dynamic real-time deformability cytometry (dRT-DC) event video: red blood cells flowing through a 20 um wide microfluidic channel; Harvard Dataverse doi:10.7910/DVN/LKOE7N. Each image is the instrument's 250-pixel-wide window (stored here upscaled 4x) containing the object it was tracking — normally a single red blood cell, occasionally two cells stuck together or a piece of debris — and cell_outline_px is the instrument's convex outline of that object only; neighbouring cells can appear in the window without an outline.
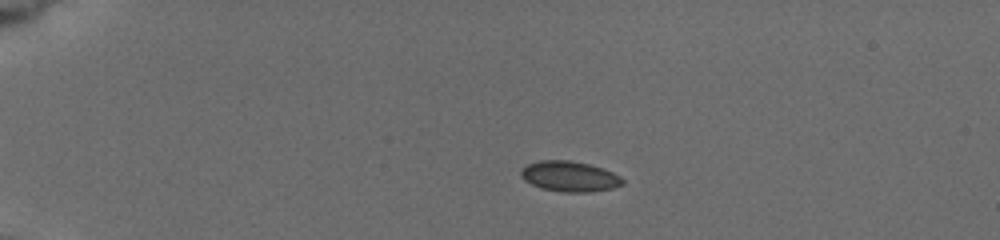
{"species": "common noctule bat (a hibernating species)", "species_latin": "Nyctalus noctula", "temperature_condition": "cold", "stored_images_in_passage": 15, "camera_frame_rate_fps": 3000, "um_per_image_px": 0.085, "animal": {"sex": "female", "body_mass_g": 19.5, "forearm_length_mm": 54.1}, "frame": {"image": 1, "passage_image": 11, "time_ms": 4.0, "image_size_px": [1000, 240], "cell_outline_px": [[624, 184], [612, 188], [592, 192], [560, 192], [540, 188], [524, 180], [520, 176], [520, 168], [528, 164], [540, 160], [572, 160], [588, 164], [612, 172], [620, 176], [624, 180]], "centroid_in_image_um": [48.38, 15.0], "position_along_channel_um": 36.6, "area_um2": 18.15}}
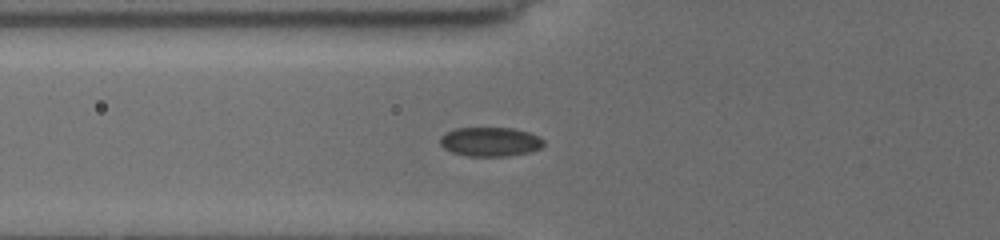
{"frame": {"image": 2, "passage_image": 15, "time_ms": 7.0, "image_size_px": [1000, 240], "cell_outline_px": [[544, 144], [540, 148], [532, 152], [508, 156], [468, 156], [452, 152], [444, 148], [440, 144], [440, 136], [444, 132], [456, 128], [512, 128], [528, 132], [544, 140]], "centroid_in_image_um": [41.65, 12.05], "position_along_channel_um": 84.2, "area_um2": 17.69}}